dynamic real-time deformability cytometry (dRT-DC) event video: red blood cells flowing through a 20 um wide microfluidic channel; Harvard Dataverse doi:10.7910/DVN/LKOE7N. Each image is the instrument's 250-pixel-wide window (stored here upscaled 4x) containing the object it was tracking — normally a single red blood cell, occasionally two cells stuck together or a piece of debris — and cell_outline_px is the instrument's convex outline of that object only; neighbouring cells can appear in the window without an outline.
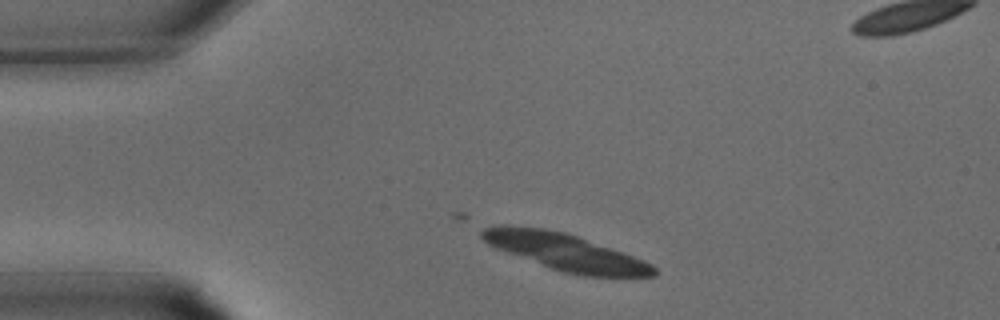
{"species": "common noctule bat (a hibernating species)", "species_latin": "Nyctalus noctula", "temperature_condition": "warm", "stored_images_in_passage": 10, "camera_frame_rate_fps": 3000, "um_per_image_px": 0.085, "animal": {"sex": "male", "body_mass_g": 15.6}, "frame": {"image": 1, "passage_image": 3, "time_ms": 0.667, "image_size_px": [1000, 320], "cell_outline_px": [[656, 272], [652, 276], [584, 276], [564, 272], [552, 268], [496, 248], [488, 244], [480, 236], [480, 232], [484, 228], [504, 224], [544, 228], [564, 232], [576, 236], [644, 260], [652, 264], [656, 268]], "centroid_in_image_um": [48.02, 21.4], "position_along_channel_um": 37.0, "area_um2": 36.18}}